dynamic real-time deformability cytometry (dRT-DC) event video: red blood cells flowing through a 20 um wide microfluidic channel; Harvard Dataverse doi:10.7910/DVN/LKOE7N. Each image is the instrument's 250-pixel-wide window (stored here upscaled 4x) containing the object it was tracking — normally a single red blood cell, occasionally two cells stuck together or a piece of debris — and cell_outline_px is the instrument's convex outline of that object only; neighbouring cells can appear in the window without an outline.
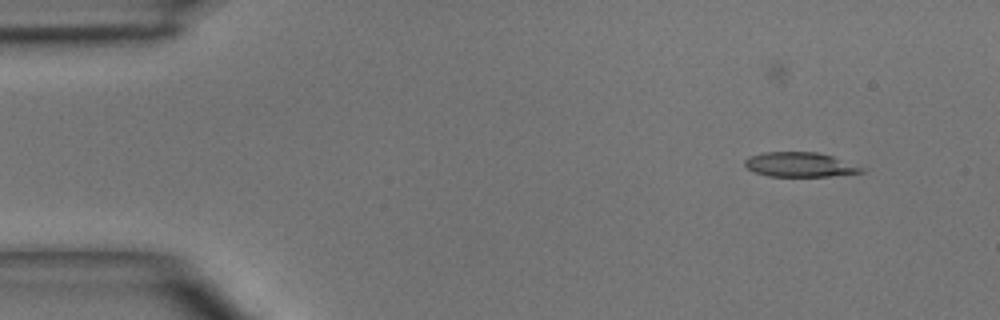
{"species": "common noctule bat (a hibernating species)", "species_latin": "Nyctalus noctula", "temperature_condition": "room temperature", "stored_images_in_passage": 4, "camera_frame_rate_fps": 3000, "um_per_image_px": 0.085, "animal": {"sex": "male", "body_mass_g": 15.6}, "frame": {"image": 1, "passage_image": 1, "time_ms": 0.0, "image_size_px": [1000, 320], "cell_outline_px": [[864, 172], [828, 176], [768, 176], [756, 172], [748, 168], [744, 164], [744, 160], [748, 156], [764, 152], [816, 152], [832, 156], [864, 168]], "centroid_in_image_um": [67.95, 13.99], "position_along_channel_um": 17.0, "area_um2": 16.53}}
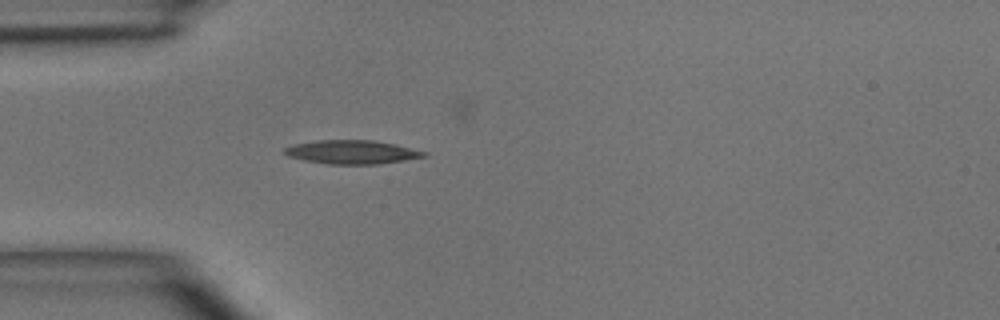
{"frame": {"image": 2, "passage_image": 3, "time_ms": 3.0, "image_size_px": [1000, 320], "cell_outline_px": [[428, 156], [380, 164], [328, 164], [304, 160], [288, 156], [284, 152], [284, 148], [292, 144], [316, 140], [372, 140], [396, 144], [428, 152]], "centroid_in_image_um": [29.92, 12.92], "position_along_channel_um": 55.1, "area_um2": 19.36}}